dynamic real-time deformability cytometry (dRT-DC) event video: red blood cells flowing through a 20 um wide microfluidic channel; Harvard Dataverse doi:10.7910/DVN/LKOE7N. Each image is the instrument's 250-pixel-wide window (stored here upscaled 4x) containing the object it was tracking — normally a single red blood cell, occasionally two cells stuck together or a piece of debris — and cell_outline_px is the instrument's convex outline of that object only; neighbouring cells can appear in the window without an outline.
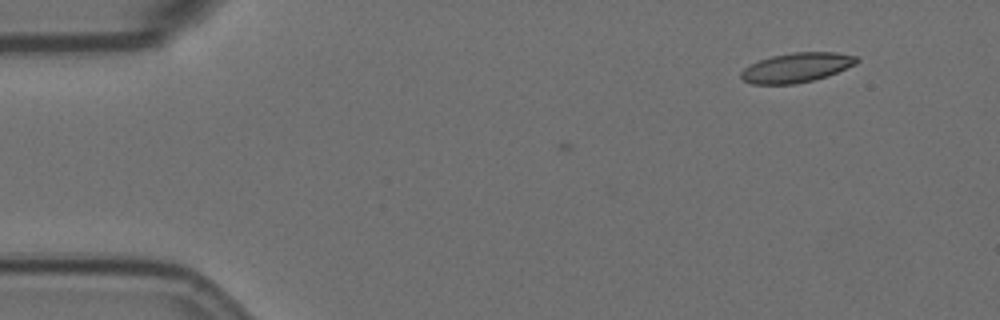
{"species": "Egyptian fruit bat (a non-hibernating species)", "species_latin": "Rousettus aegyptiacus", "temperature_condition": "room temperature", "stored_images_in_passage": 6, "camera_frame_rate_fps": 3000, "um_per_image_px": 0.085, "animal": {"sex": "female"}, "frame": {"image": 1, "passage_image": 1, "time_ms": 0.0, "image_size_px": [1000, 320], "cell_outline_px": [[860, 60], [856, 64], [828, 76], [812, 80], [792, 84], [752, 84], [744, 80], [740, 76], [740, 72], [744, 68], [760, 60], [772, 56], [792, 52], [836, 52], [856, 56]], "centroid_in_image_um": [67.73, 5.74], "position_along_channel_um": 17.3, "area_um2": 19.83}}